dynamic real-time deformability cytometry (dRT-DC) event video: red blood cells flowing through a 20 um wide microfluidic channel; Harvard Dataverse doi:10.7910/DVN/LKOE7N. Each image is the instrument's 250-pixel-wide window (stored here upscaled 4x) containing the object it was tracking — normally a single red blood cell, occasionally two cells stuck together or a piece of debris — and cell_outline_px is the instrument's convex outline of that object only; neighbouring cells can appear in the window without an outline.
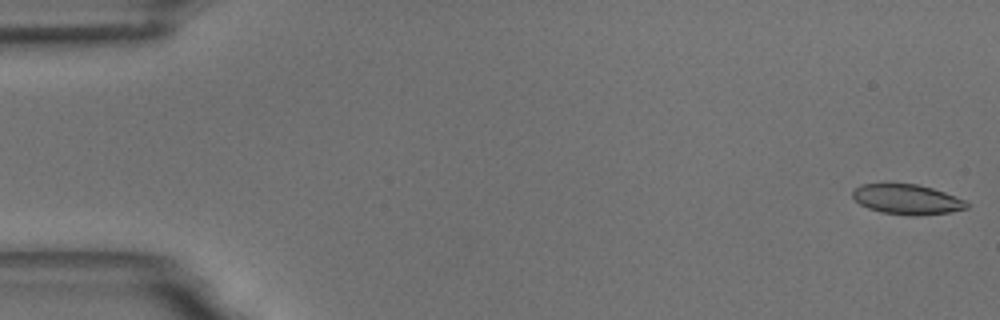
{"species": "common noctule bat (a hibernating species)", "species_latin": "Nyctalus noctula", "temperature_condition": "room temperature", "stored_images_in_passage": 12, "camera_frame_rate_fps": 3000, "um_per_image_px": 0.085, "animal": {"sex": "male", "body_mass_g": 18.8}, "frame": {"image": 1, "passage_image": 1, "time_ms": 0.0, "image_size_px": [1000, 320], "cell_outline_px": [[968, 208], [948, 212], [912, 216], [880, 212], [868, 208], [860, 204], [852, 196], [852, 192], [860, 184], [916, 184], [932, 188], [944, 192], [964, 200], [968, 204]], "centroid_in_image_um": [77.07, 16.95], "position_along_channel_um": 7.9, "area_um2": 19.71}}